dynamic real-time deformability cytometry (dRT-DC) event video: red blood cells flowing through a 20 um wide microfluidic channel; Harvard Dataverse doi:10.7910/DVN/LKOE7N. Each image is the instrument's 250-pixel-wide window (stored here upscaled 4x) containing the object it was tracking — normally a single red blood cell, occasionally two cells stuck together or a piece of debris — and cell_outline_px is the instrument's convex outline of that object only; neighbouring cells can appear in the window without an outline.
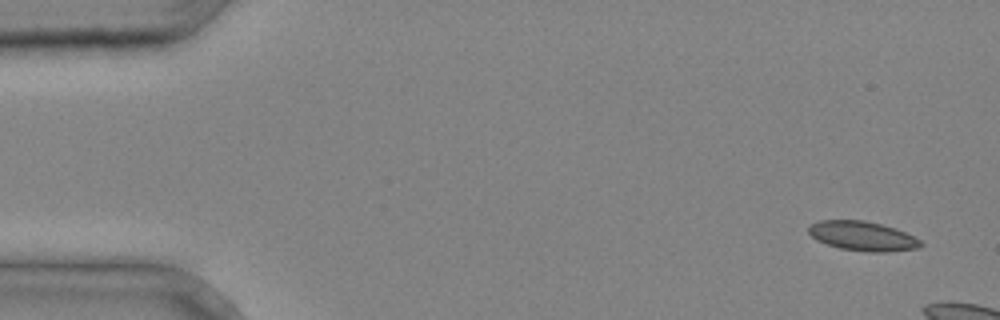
{"species": "common noctule bat (a hibernating species)", "species_latin": "Nyctalus noctula", "temperature_condition": "cold", "stored_images_in_passage": 3, "camera_frame_rate_fps": 3000, "um_per_image_px": 0.085, "animal": {"sex": "male", "body_mass_g": 20.4}, "frame": {"image": 1, "passage_image": 1, "time_ms": 0.0, "image_size_px": [1000, 320], "cell_outline_px": [[924, 244], [920, 248], [888, 252], [868, 252], [840, 248], [816, 240], [808, 232], [808, 228], [812, 224], [820, 220], [864, 220], [896, 228], [920, 240]], "centroid_in_image_um": [73.34, 20.07], "position_along_channel_um": 11.7, "area_um2": 19.19}}